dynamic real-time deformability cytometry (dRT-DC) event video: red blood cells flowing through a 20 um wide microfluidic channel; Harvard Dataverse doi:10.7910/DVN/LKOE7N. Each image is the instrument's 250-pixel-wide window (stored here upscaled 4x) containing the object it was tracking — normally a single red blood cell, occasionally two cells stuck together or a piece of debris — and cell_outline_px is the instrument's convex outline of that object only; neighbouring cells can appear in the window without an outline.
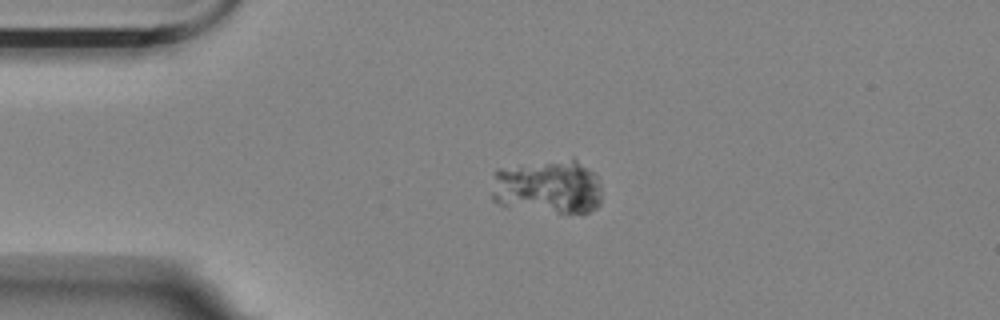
{"species": "Egyptian fruit bat (a non-hibernating species)", "species_latin": "Rousettus aegyptiacus", "temperature_condition": "room temperature", "stored_images_in_passage": 2, "camera_frame_rate_fps": 3000, "um_per_image_px": 0.085, "animal": {"sex": "female"}, "frame": {"image": 1, "passage_image": 2, "time_ms": 0.333, "image_size_px": [1000, 320], "cell_outline_px": [[600, 204], [596, 208], [588, 212], [556, 212], [504, 208], [492, 200], [492, 192], [496, 168], [572, 156], [592, 172], [596, 176], [600, 184]], "centroid_in_image_um": [46.53, 15.86], "position_along_channel_um": 38.5, "area_um2": 35.6}}